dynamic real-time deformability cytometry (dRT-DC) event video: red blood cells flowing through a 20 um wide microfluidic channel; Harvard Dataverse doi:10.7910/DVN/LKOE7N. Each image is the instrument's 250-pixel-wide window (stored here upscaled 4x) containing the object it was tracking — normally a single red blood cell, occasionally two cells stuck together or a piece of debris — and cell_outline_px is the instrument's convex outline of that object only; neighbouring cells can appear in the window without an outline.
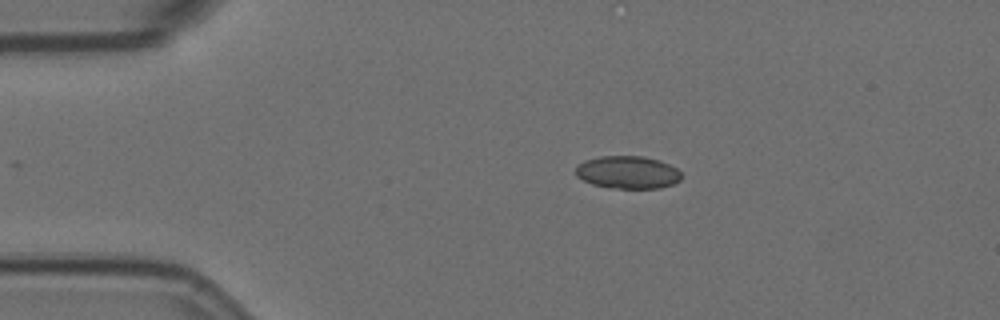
{"species": "Egyptian fruit bat (a non-hibernating species)", "species_latin": "Rousettus aegyptiacus", "temperature_condition": "room temperature", "stored_images_in_passage": 4, "camera_frame_rate_fps": 3000, "um_per_image_px": 0.085, "animal": {"sex": "female"}, "frame": {"image": 1, "passage_image": 3, "time_ms": 0.667, "image_size_px": [1000, 320], "cell_outline_px": [[680, 180], [672, 184], [660, 188], [608, 188], [592, 184], [576, 176], [576, 168], [584, 160], [600, 156], [644, 156], [660, 160], [676, 168], [680, 172]], "centroid_in_image_um": [53.35, 14.64], "position_along_channel_um": 31.7, "area_um2": 20.11}}